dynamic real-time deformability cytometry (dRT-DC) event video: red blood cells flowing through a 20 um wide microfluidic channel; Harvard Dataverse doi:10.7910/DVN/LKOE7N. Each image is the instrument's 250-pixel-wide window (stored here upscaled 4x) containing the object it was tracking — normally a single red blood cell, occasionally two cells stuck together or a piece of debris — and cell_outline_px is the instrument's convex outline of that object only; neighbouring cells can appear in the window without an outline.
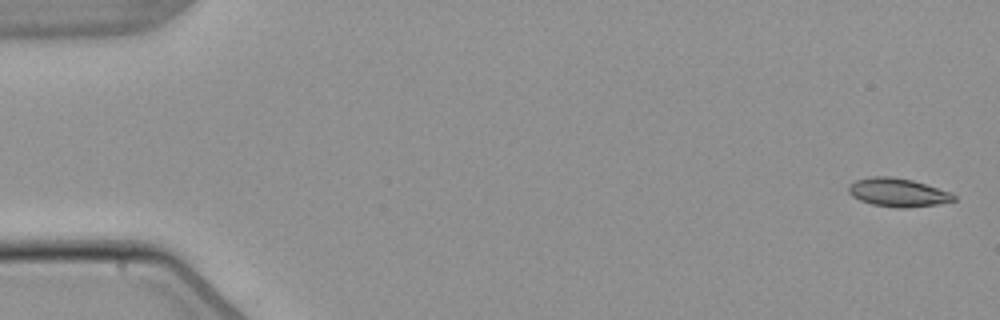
{"species": "common noctule bat (a hibernating species)", "species_latin": "Nyctalus noctula", "temperature_condition": "warm", "stored_images_in_passage": 5, "camera_frame_rate_fps": 3000, "um_per_image_px": 0.085, "animal": {"sex": "male", "body_mass_g": 21.5, "forearm_length_mm": 52.0}, "frame": {"image": 1, "passage_image": 1, "time_ms": 0.0, "image_size_px": [1000, 320], "cell_outline_px": [[956, 200], [936, 204], [904, 208], [896, 208], [872, 204], [860, 200], [852, 196], [848, 192], [848, 184], [856, 180], [872, 176], [892, 176], [912, 180], [952, 192], [956, 196]], "centroid_in_image_um": [76.31, 16.35], "position_along_channel_um": 8.7, "area_um2": 17.51}}
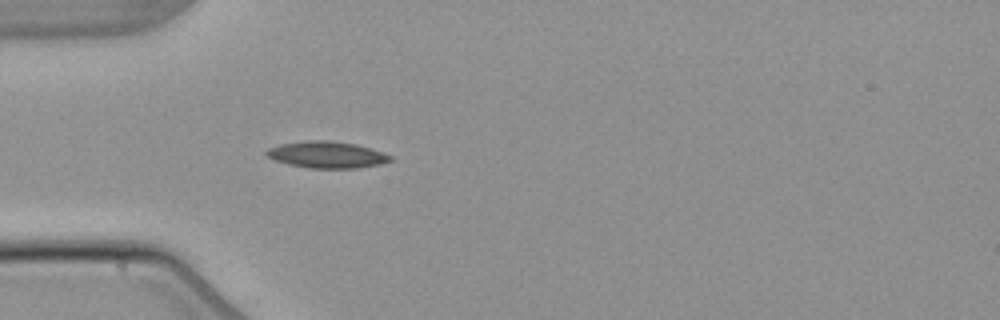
{"frame": {"image": 2, "passage_image": 5, "time_ms": 5.0, "image_size_px": [1000, 320], "cell_outline_px": [[392, 160], [380, 164], [356, 168], [308, 168], [288, 164], [276, 160], [268, 156], [264, 152], [268, 148], [280, 144], [308, 140], [328, 140], [356, 144], [392, 156]], "centroid_in_image_um": [27.75, 13.15], "position_along_channel_um": 57.2, "area_um2": 19.02}}